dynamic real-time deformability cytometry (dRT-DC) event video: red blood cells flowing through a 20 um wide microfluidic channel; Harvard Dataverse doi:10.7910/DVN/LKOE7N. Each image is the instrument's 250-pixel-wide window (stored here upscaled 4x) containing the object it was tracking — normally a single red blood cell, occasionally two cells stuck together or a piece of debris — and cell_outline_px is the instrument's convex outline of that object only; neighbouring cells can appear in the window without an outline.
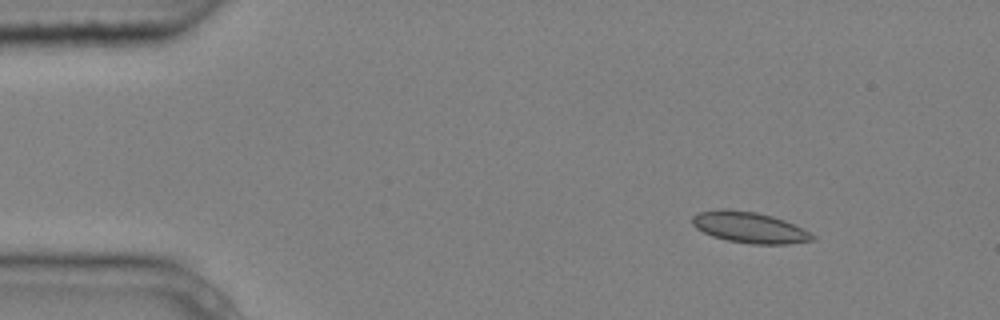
{"species": "common noctule bat (a hibernating species)", "species_latin": "Nyctalus noctula", "temperature_condition": "cold", "stored_images_in_passage": 9, "camera_frame_rate_fps": 3000, "um_per_image_px": 0.085, "animal": {"sex": "male", "body_mass_g": 20.4}, "frame": {"image": 1, "passage_image": 1, "time_ms": 0.0, "image_size_px": [1000, 320], "cell_outline_px": [[816, 236], [812, 240], [788, 244], [752, 244], [728, 240], [712, 236], [696, 228], [692, 224], [692, 216], [700, 212], [720, 208], [756, 212], [772, 216], [784, 220]], "centroid_in_image_um": [63.66, 19.33], "position_along_channel_um": 21.3, "area_um2": 21.44}}
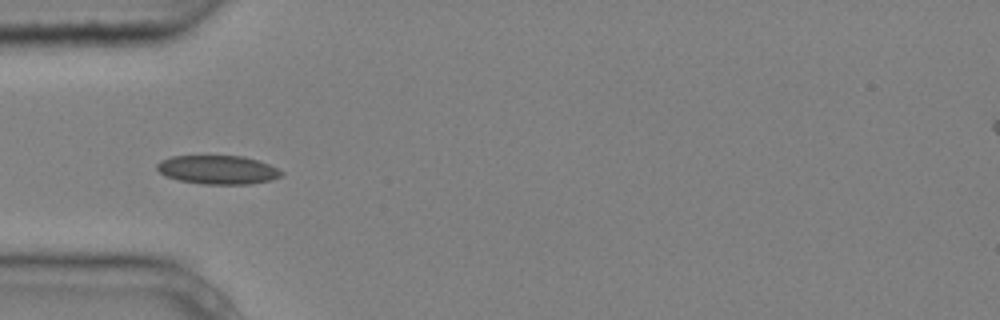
{"frame": {"image": 2, "passage_image": 4, "time_ms": 1.0, "image_size_px": [1000, 320], "cell_outline_px": [[284, 172], [280, 176], [268, 180], [252, 184], [204, 184], [176, 180], [164, 176], [156, 168], [156, 164], [160, 160], [172, 156], [244, 156], [268, 164]], "centroid_in_image_um": [18.45, 14.43], "position_along_channel_um": 66.5, "area_um2": 20.81}}
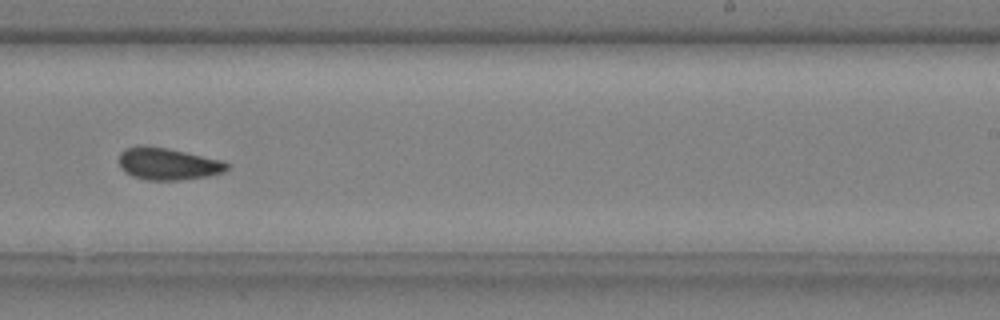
{"frame": {"image": 3, "passage_image": 9, "time_ms": 2.667, "image_size_px": [1000, 320], "cell_outline_px": [[228, 168], [224, 172], [208, 176], [180, 180], [144, 180], [132, 176], [124, 172], [120, 168], [120, 152], [124, 148], [140, 144], [144, 144], [168, 148], [224, 160], [228, 164]], "centroid_in_image_um": [14.25, 13.91], "position_along_channel_um": 274.8, "area_um2": 20.58}}